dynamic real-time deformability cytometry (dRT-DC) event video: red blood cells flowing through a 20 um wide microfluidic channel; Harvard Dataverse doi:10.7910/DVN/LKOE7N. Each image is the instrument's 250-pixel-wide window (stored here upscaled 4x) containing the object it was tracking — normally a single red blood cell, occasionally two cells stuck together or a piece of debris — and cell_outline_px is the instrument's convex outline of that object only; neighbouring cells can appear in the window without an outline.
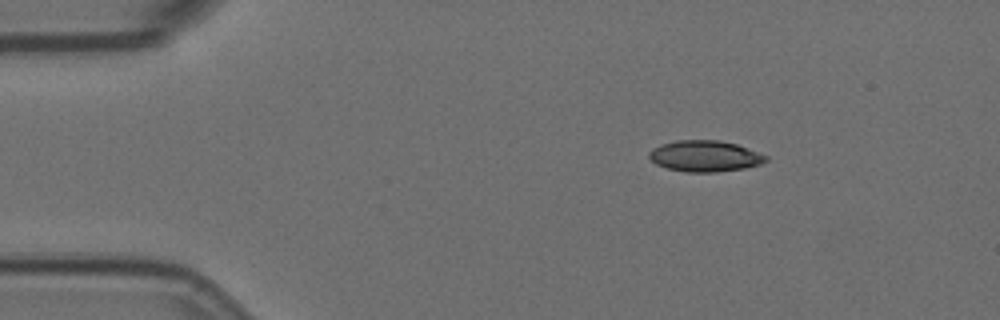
{"species": "Egyptian fruit bat (a non-hibernating species)", "species_latin": "Rousettus aegyptiacus", "temperature_condition": "room temperature", "stored_images_in_passage": 7, "camera_frame_rate_fps": 3000, "um_per_image_px": 0.085, "animal": {"sex": "female"}, "frame": {"image": 1, "passage_image": 2, "time_ms": 0.333, "image_size_px": [1000, 320], "cell_outline_px": [[768, 160], [760, 164], [744, 168], [716, 172], [688, 172], [668, 168], [656, 164], [648, 156], [648, 152], [652, 148], [660, 144], [676, 140], [720, 140], [736, 144], [768, 156]], "centroid_in_image_um": [59.9, 13.26], "position_along_channel_um": 25.1, "area_um2": 21.15}}
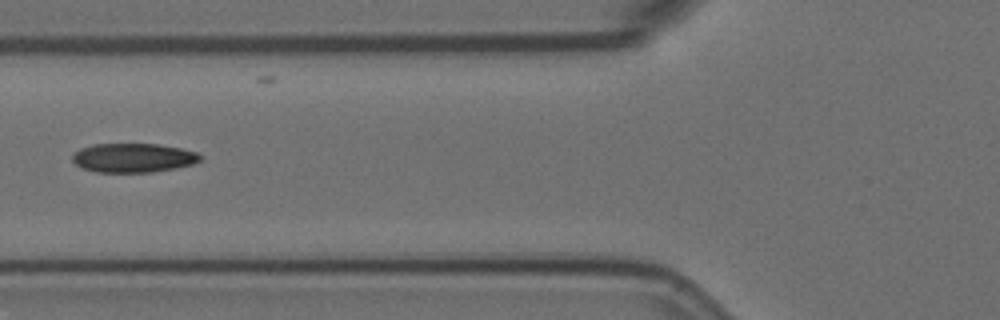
{"frame": {"image": 2, "passage_image": 5, "time_ms": 1.333, "image_size_px": [1000, 320], "cell_outline_px": [[200, 160], [192, 164], [176, 168], [152, 172], [96, 172], [80, 168], [72, 160], [72, 152], [80, 148], [92, 144], [156, 144], [180, 148], [196, 152], [200, 156]], "centroid_in_image_um": [11.26, 13.41], "position_along_channel_um": 114.5, "area_um2": 21.73}}
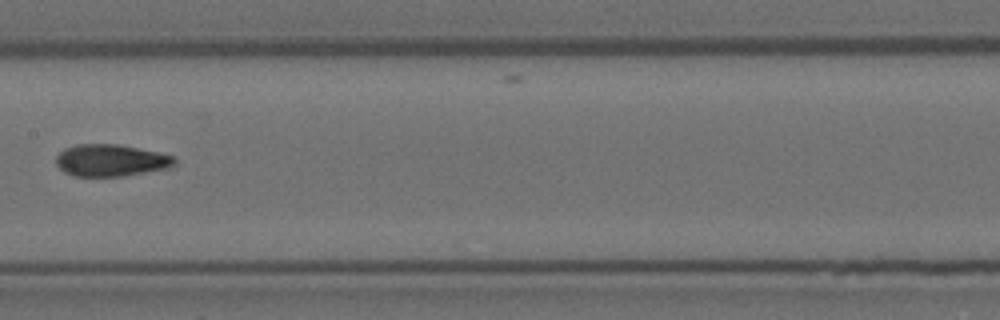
{"frame": {"image": 3, "passage_image": 7, "time_ms": 2.0, "image_size_px": [1000, 320], "cell_outline_px": [[176, 160], [168, 168], [120, 176], [72, 176], [64, 172], [56, 164], [56, 156], [64, 148], [76, 144], [116, 144], [156, 152], [172, 156]], "centroid_in_image_um": [9.34, 13.63], "position_along_channel_um": 198.1, "area_um2": 21.73}}